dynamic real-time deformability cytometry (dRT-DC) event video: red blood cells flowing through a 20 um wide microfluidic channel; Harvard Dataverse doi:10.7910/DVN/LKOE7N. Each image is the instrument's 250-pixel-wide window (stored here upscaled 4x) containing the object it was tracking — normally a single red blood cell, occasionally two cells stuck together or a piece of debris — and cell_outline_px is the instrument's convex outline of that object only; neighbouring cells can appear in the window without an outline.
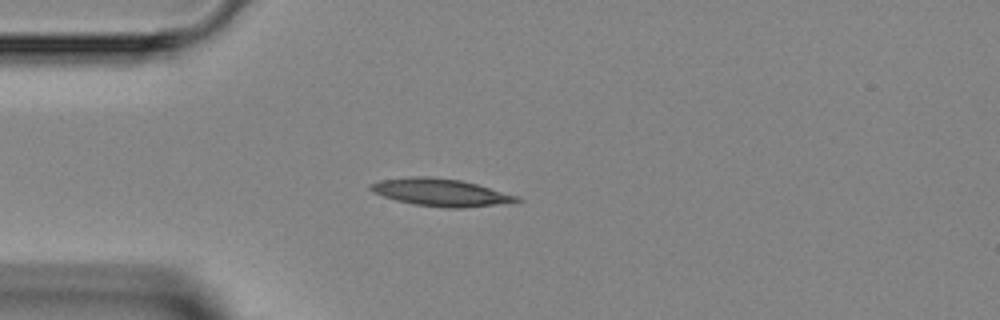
{"species": "Egyptian fruit bat (a non-hibernating species)", "species_latin": "Rousettus aegyptiacus", "temperature_condition": "room temperature", "stored_images_in_passage": 3, "camera_frame_rate_fps": 3000, "um_per_image_px": 0.085, "animal": {"sex": "female"}, "frame": {"image": 1, "passage_image": 3, "time_ms": 2.0, "image_size_px": [1000, 320], "cell_outline_px": [[524, 200], [464, 208], [448, 208], [412, 204], [396, 200], [372, 192], [368, 188], [368, 184], [380, 180], [408, 176], [428, 176], [460, 180], [476, 184], [516, 196]], "centroid_in_image_um": [37.35, 16.34], "position_along_channel_um": 47.7, "area_um2": 23.12}}